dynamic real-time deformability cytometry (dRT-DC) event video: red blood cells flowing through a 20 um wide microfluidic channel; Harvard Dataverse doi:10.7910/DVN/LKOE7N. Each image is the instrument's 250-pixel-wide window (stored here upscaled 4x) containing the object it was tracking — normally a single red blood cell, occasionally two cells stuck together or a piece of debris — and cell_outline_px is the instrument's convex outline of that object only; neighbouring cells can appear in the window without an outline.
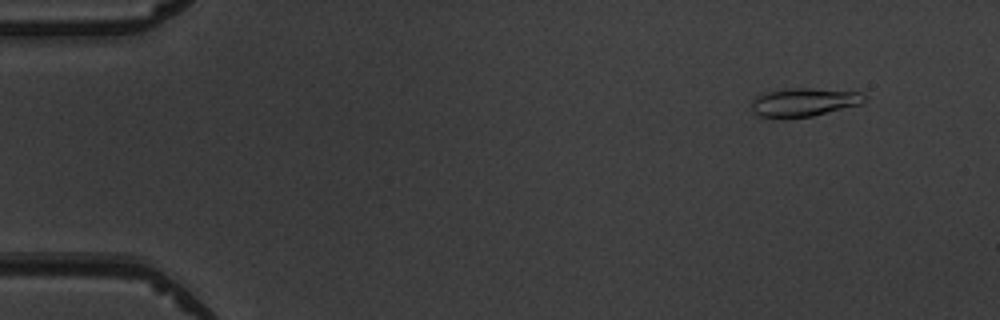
{"species": "common noctule bat (a hibernating species)", "species_latin": "Nyctalus noctula", "temperature_condition": "warm", "stored_images_in_passage": 5, "camera_frame_rate_fps": 3000, "um_per_image_px": 0.085, "animal": {"sex": "male", "body_mass_g": 19.5, "forearm_length_mm": 54.6}, "frame": {"image": 1, "passage_image": 2, "time_ms": 1.0, "image_size_px": [1000, 320], "cell_outline_px": [[868, 96], [860, 104], [812, 116], [784, 120], [760, 116], [752, 112], [752, 100], [756, 96], [768, 92], [784, 88], [812, 88], [860, 92]], "centroid_in_image_um": [68.29, 8.7], "position_along_channel_um": 16.7, "area_um2": 19.02}}